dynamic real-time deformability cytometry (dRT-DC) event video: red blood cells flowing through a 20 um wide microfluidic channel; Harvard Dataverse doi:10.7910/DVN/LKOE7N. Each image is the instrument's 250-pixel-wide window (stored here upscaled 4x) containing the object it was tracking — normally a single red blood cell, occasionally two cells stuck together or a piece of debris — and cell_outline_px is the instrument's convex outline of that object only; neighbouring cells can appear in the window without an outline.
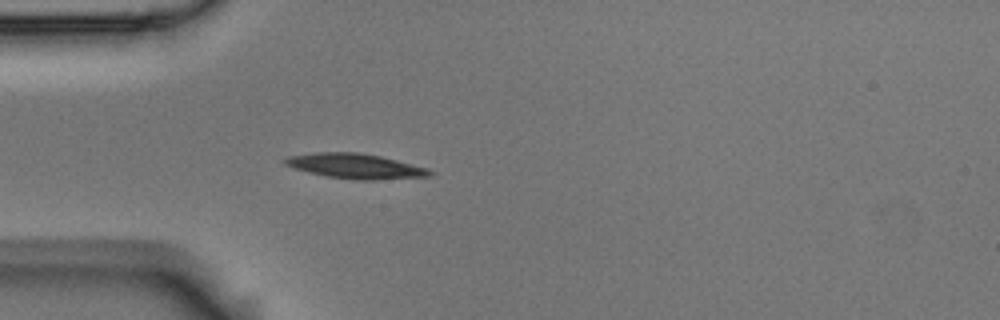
{"species": "Egyptian fruit bat (a non-hibernating species)", "species_latin": "Rousettus aegyptiacus", "temperature_condition": "room temperature", "stored_images_in_passage": 1, "camera_frame_rate_fps": 3000, "um_per_image_px": 0.085, "animal": {"sex": "male"}, "frame": {"image": 1, "passage_image": 1, "time_ms": 0.0, "image_size_px": [1000, 320], "cell_outline_px": [[432, 176], [376, 180], [356, 180], [324, 176], [308, 172], [284, 164], [284, 160], [288, 156], [316, 152], [360, 152], [380, 156], [428, 168], [432, 172]], "centroid_in_image_um": [30.21, 14.12], "position_along_channel_um": 54.8, "area_um2": 21.04}}